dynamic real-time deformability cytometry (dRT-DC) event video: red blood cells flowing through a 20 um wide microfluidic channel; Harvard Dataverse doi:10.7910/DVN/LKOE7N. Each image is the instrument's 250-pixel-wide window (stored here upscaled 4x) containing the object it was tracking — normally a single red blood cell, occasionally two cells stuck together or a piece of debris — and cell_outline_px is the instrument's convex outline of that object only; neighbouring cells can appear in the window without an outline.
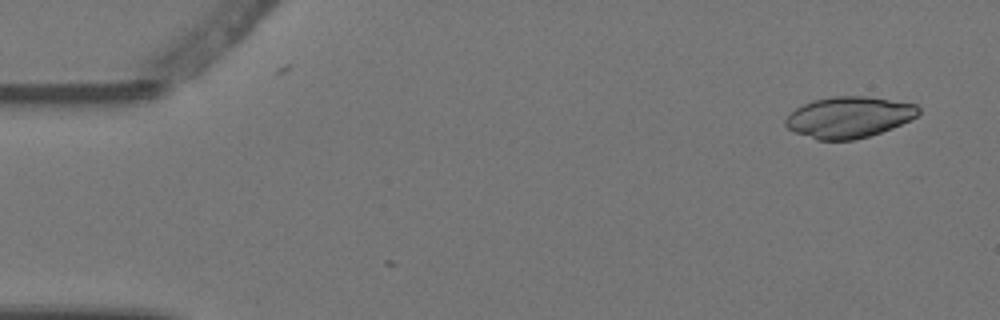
{"species": "Egyptian fruit bat (a non-hibernating species)", "species_latin": "Rousettus aegyptiacus", "temperature_condition": "warm", "stored_images_in_passage": 3, "camera_frame_rate_fps": 3000, "um_per_image_px": 0.085, "animal": {"sex": "female"}, "frame": {"image": 1, "passage_image": 1, "time_ms": 0.0, "image_size_px": [1000, 320], "cell_outline_px": [[920, 112], [912, 120], [892, 128], [868, 136], [852, 140], [816, 140], [796, 132], [788, 128], [784, 124], [784, 120], [796, 108], [812, 100], [832, 96], [864, 96], [916, 104], [920, 108]], "centroid_in_image_um": [72.16, 9.96], "position_along_channel_um": 12.8, "area_um2": 31.79}}